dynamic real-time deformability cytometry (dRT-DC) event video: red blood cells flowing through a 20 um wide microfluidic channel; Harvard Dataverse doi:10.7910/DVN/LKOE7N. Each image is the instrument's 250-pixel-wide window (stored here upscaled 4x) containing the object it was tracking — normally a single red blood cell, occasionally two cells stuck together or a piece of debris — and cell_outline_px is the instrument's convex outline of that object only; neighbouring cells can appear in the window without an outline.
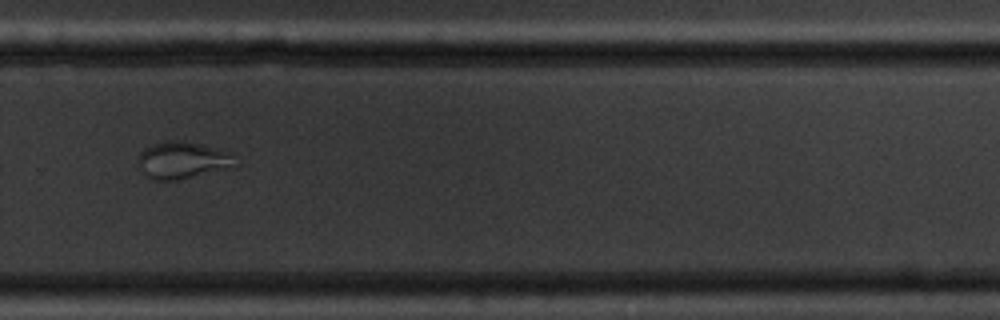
{"species": "common noctule bat (a hibernating species)", "species_latin": "Nyctalus noctula", "temperature_condition": "cold", "stored_images_in_passage": 15, "camera_frame_rate_fps": 3000, "um_per_image_px": 0.085, "animal": {"sex": "male", "body_mass_g": 20.1, "forearm_length_mm": 53.5}, "frame": {"image": 1, "passage_image": 11, "time_ms": 12.667, "image_size_px": [1000, 320], "cell_outline_px": [[236, 168], [176, 180], [152, 180], [144, 176], [140, 172], [136, 164], [140, 152], [144, 148], [152, 144], [168, 140], [184, 140], [232, 152]], "centroid_in_image_um": [15.49, 13.63], "position_along_channel_um": 314.3, "area_um2": 21.62}}